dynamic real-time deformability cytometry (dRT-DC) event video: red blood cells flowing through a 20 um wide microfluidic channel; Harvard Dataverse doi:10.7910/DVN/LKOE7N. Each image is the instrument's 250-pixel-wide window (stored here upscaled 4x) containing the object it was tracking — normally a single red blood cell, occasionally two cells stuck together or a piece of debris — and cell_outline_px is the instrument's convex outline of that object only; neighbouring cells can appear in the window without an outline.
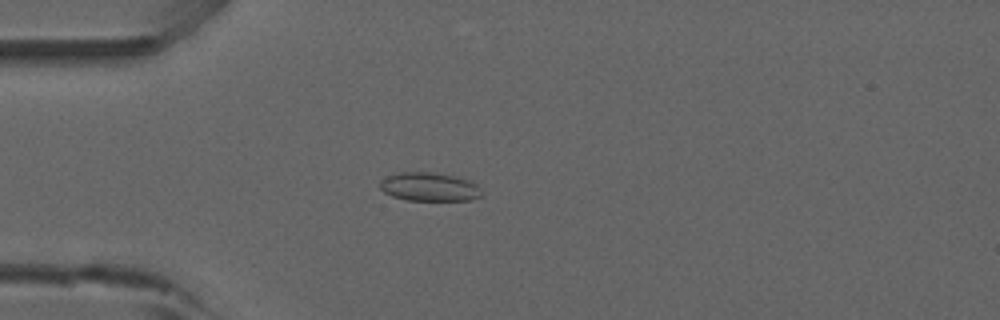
{"species": "common noctule bat (a hibernating species)", "species_latin": "Nyctalus noctula", "temperature_condition": "room temperature", "stored_images_in_passage": 45, "camera_frame_rate_fps": 3000, "um_per_image_px": 0.085, "animal": {"sex": "male", "forearm_length_mm": 52.5}, "frame": {"image": 1, "passage_image": 14, "time_ms": 4.333, "image_size_px": [1000, 320], "cell_outline_px": [[484, 196], [472, 200], [408, 200], [392, 196], [384, 192], [380, 188], [380, 180], [388, 176], [400, 172], [432, 172], [452, 176], [468, 180], [476, 184]], "centroid_in_image_um": [36.5, 15.89], "position_along_channel_um": 48.5, "area_um2": 16.88}}
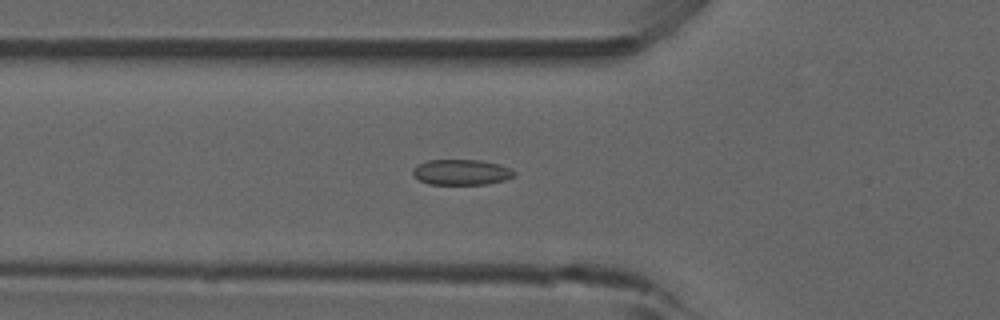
{"frame": {"image": 2, "passage_image": 18, "time_ms": 5.667, "image_size_px": [1000, 320], "cell_outline_px": [[516, 176], [504, 180], [484, 184], [428, 184], [412, 176], [412, 168], [428, 160], [480, 160], [500, 164], [516, 172]], "centroid_in_image_um": [39.21, 14.63], "position_along_channel_um": 86.6, "area_um2": 15.09}}
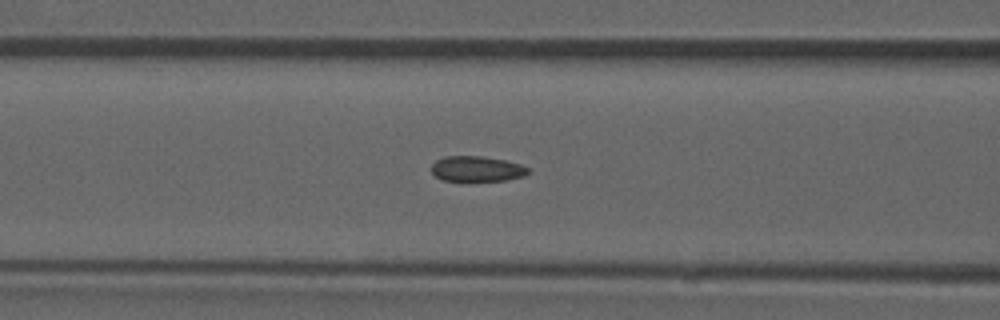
{"frame": {"image": 3, "passage_image": 21, "time_ms": 6.667, "image_size_px": [1000, 320], "cell_outline_px": [[532, 172], [524, 176], [504, 180], [468, 184], [440, 180], [428, 168], [436, 160], [444, 156], [484, 156], [504, 160], [520, 164], [528, 168]], "centroid_in_image_um": [40.48, 14.4], "position_along_channel_um": 126.1, "area_um2": 15.26}, "authors_computed_cell_mechanics": {"area_um2": 15.2014, "velocity_mm_per_s": 3.8989, "shape_relaxation_time_tau1_ms": null, "shape_relaxation_time_tau2_ms": 1.9873, "deformation_change_tau1": null, "deformation_change_tau2": 0.079}}